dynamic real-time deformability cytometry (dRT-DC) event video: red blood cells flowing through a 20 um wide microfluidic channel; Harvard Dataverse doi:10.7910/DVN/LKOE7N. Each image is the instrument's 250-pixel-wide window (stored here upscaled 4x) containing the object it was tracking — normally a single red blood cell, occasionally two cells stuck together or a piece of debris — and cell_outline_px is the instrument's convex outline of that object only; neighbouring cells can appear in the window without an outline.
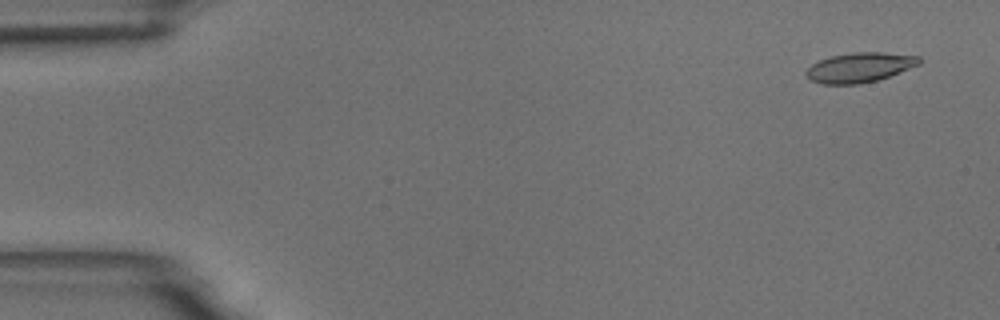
{"species": "common noctule bat (a hibernating species)", "species_latin": "Nyctalus noctula", "temperature_condition": "room temperature", "stored_images_in_passage": 16, "camera_frame_rate_fps": 3000, "um_per_image_px": 0.085, "animal": {"sex": "male", "body_mass_g": 18.8}, "frame": {"image": 1, "passage_image": 3, "time_ms": 0.667, "image_size_px": [1000, 320], "cell_outline_px": [[920, 64], [888, 76], [876, 80], [860, 84], [824, 84], [808, 80], [804, 76], [804, 72], [812, 64], [828, 56], [852, 52], [884, 52], [920, 56]], "centroid_in_image_um": [73.01, 5.73], "position_along_channel_um": 12.0, "area_um2": 19.71}}
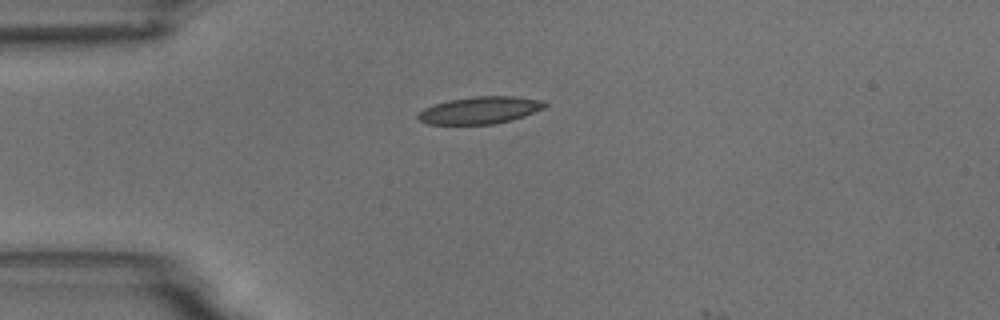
{"frame": {"image": 2, "passage_image": 14, "time_ms": 4.333, "image_size_px": [1000, 320], "cell_outline_px": [[548, 104], [544, 108], [524, 116], [512, 120], [492, 124], [428, 124], [420, 120], [416, 116], [424, 108], [432, 104], [448, 100], [476, 96], [512, 96], [544, 100]], "centroid_in_image_um": [40.8, 9.36], "position_along_channel_um": 44.2, "area_um2": 20.11}}